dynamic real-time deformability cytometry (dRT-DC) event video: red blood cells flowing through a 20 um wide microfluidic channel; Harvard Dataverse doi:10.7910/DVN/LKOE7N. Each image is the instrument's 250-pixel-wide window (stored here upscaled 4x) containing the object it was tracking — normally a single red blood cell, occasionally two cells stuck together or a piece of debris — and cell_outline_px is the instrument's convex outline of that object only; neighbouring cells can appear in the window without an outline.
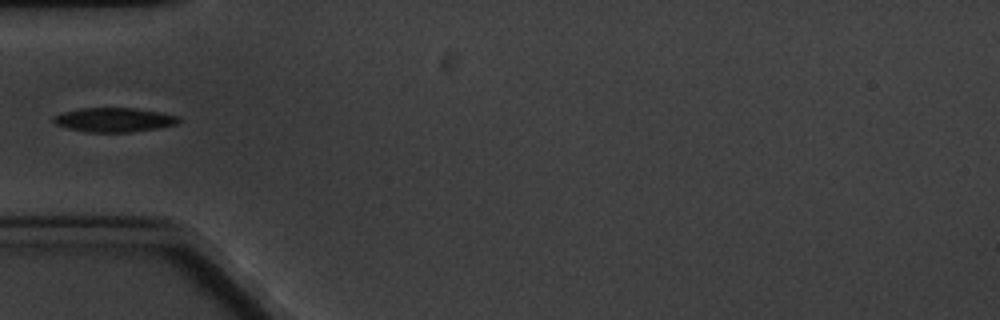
{"species": "common noctule bat (a hibernating species)", "species_latin": "Nyctalus noctula", "temperature_condition": "cold", "stored_images_in_passage": 8, "camera_frame_rate_fps": 3000, "um_per_image_px": 0.085, "animal": {"sex": "male", "body_mass_g": 20.1, "forearm_length_mm": 53.5}, "frame": {"image": 1, "passage_image": 2, "time_ms": 1.0, "image_size_px": [1000, 320], "cell_outline_px": [[180, 120], [176, 124], [156, 128], [132, 132], [88, 132], [68, 128], [56, 124], [52, 120], [52, 116], [64, 112], [80, 108], [136, 108], [180, 116]], "centroid_in_image_um": [9.68, 10.18], "position_along_channel_um": 75.3, "area_um2": 17.57}}
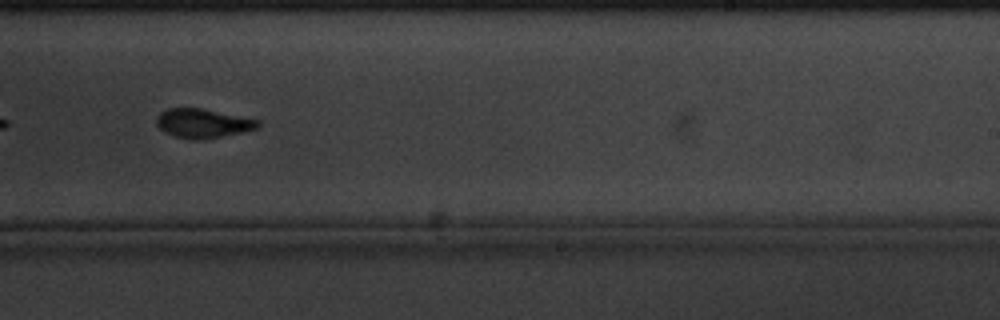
{"frame": {"image": 2, "passage_image": 7, "time_ms": 7.0, "image_size_px": [1000, 320], "cell_outline_px": [[260, 124], [256, 128], [240, 132], [220, 136], [196, 140], [192, 140], [176, 136], [164, 132], [156, 124], [156, 116], [160, 112], [168, 108], [200, 108], [260, 120]], "centroid_in_image_um": [17.19, 10.47], "position_along_channel_um": 271.8, "area_um2": 16.94}}